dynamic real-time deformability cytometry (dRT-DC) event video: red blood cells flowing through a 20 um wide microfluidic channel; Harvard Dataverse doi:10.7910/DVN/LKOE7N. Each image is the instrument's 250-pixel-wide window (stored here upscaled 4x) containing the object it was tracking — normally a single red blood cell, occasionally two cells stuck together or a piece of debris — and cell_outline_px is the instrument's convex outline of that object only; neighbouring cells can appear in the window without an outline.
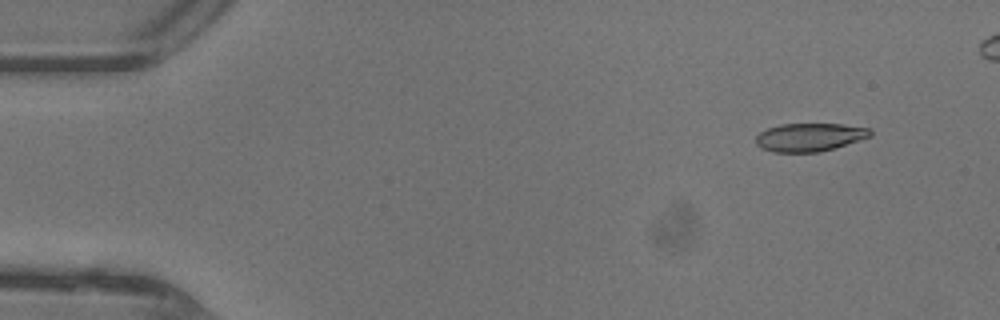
{"species": "common noctule bat (a hibernating species)", "species_latin": "Nyctalus noctula", "temperature_condition": "warm", "stored_images_in_passage": 45, "camera_frame_rate_fps": 3000, "um_per_image_px": 0.085, "animal": {"sex": "female"}, "frame": {"image": 1, "passage_image": 5, "time_ms": 1.333, "image_size_px": [1000, 320], "cell_outline_px": [[872, 136], [836, 148], [820, 152], [772, 152], [760, 148], [756, 144], [756, 136], [760, 132], [768, 128], [780, 124], [844, 124], [872, 128]], "centroid_in_image_um": [68.84, 11.66], "position_along_channel_um": 16.2, "area_um2": 19.07}}
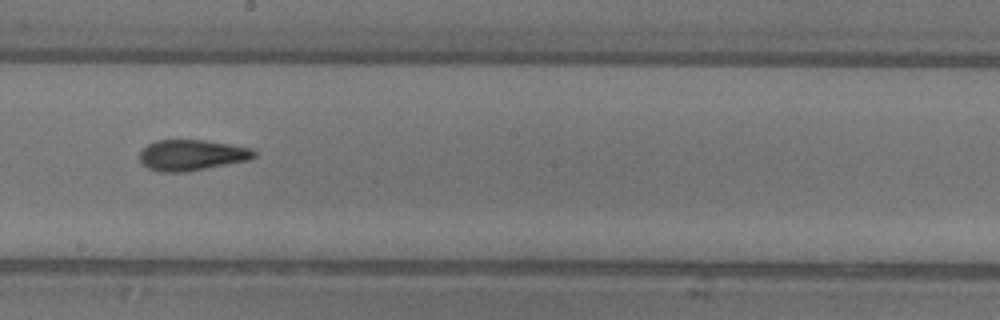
{"frame": {"image": 2, "passage_image": 27, "time_ms": 8.667, "image_size_px": [1000, 320], "cell_outline_px": [[256, 156], [248, 160], [184, 172], [160, 172], [148, 168], [140, 160], [140, 152], [148, 144], [156, 140], [204, 140], [252, 148], [256, 152]], "centroid_in_image_um": [16.29, 13.18], "position_along_channel_um": 231.9, "area_um2": 20.35}}
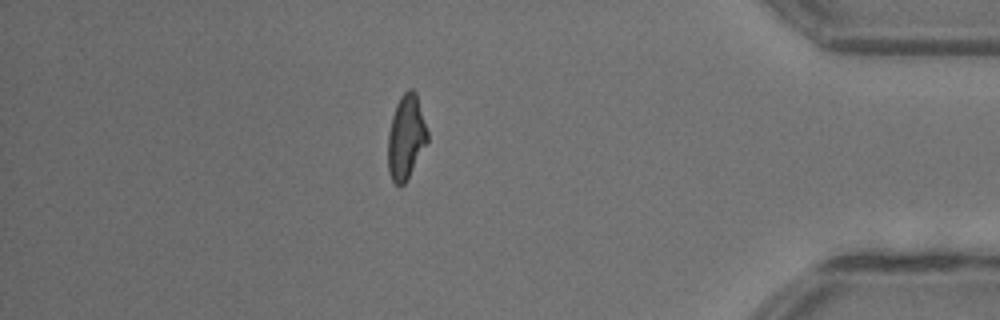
{"frame": {"image": 3, "passage_image": 41, "time_ms": 13.333, "image_size_px": [1000, 320], "cell_outline_px": [[428, 140], [404, 184], [400, 188], [392, 180], [388, 172], [388, 132], [392, 116], [396, 104], [400, 96], [408, 88], [412, 88], [416, 92], [428, 132]], "centroid_in_image_um": [34.5, 11.63], "position_along_channel_um": 400.7, "area_um2": 19.36}, "authors_computed_cell_mechanics": {"area_um2": 19.9988, "velocity_mm_per_s": 4.4674, "shape_relaxation_time_tau1_ms": 7.0922, "shape_relaxation_time_tau2_ms": 1.8391, "deformation_change_tau1": 0.2374, "deformation_change_tau2": 0.1073}}